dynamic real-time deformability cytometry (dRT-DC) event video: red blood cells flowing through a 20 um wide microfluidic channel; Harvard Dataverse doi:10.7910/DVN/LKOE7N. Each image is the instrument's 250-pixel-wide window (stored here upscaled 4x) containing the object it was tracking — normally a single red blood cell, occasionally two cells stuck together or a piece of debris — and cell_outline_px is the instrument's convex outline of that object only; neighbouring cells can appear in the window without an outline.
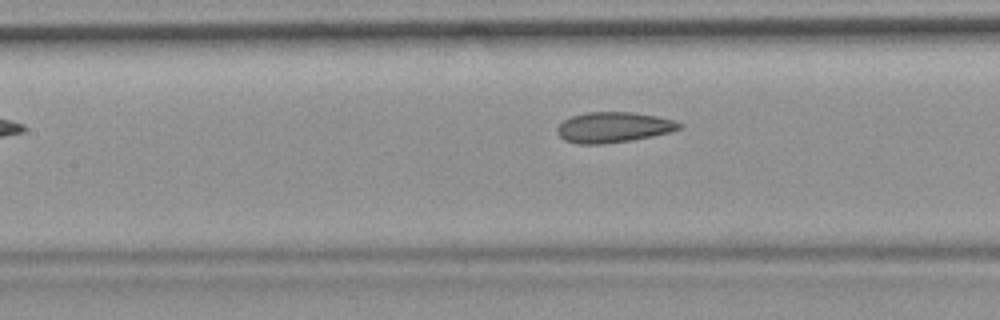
{"species": "common noctule bat (a hibernating species)", "species_latin": "Nyctalus noctula", "temperature_condition": "room temperature", "stored_images_in_passage": 6, "camera_frame_rate_fps": 3000, "um_per_image_px": 0.085, "animal": {"sex": "female", "body_mass_g": 19.9}, "frame": {"image": 1, "passage_image": 6, "time_ms": 1.667, "image_size_px": [1000, 320], "cell_outline_px": [[684, 124], [680, 128], [668, 132], [652, 136], [628, 140], [600, 144], [580, 144], [564, 140], [556, 132], [556, 128], [564, 120], [572, 116], [584, 112], [632, 112], [656, 116], [672, 120]], "centroid_in_image_um": [52.1, 10.81], "position_along_channel_um": 155.3, "area_um2": 21.44}}